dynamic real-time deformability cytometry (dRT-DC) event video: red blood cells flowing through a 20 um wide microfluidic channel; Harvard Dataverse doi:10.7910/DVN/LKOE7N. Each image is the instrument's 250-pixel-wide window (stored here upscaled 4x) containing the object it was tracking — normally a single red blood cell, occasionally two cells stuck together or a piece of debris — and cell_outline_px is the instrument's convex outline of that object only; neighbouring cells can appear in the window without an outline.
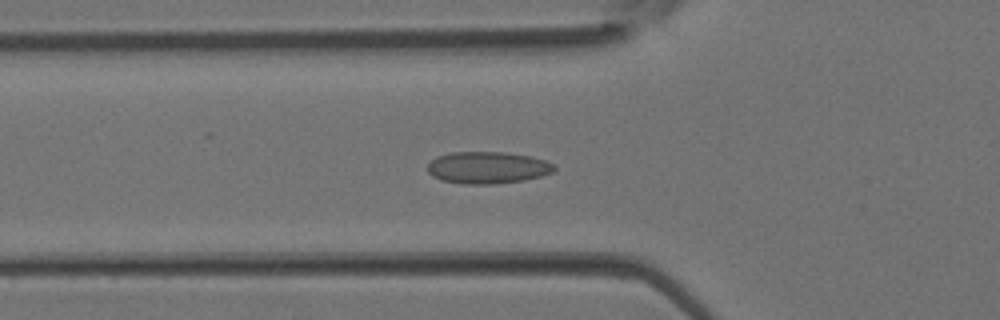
{"species": "Egyptian fruit bat (a non-hibernating species)", "species_latin": "Rousettus aegyptiacus", "temperature_condition": "room temperature", "stored_images_in_passage": 43, "segment_of_instrument_passage": [1, 2], "camera_frame_rate_fps": 3000, "um_per_image_px": 0.085, "animal": {"sex": "female"}, "frame": {"image": 1, "passage_image": 14, "time_ms": 4.333, "image_size_px": [1000, 320], "cell_outline_px": [[556, 168], [552, 172], [540, 176], [524, 180], [496, 184], [460, 184], [440, 180], [432, 176], [428, 172], [428, 164], [436, 156], [452, 152], [504, 152], [532, 156], [556, 164]], "centroid_in_image_um": [41.44, 14.25], "position_along_channel_um": 84.4, "area_um2": 23.81}}
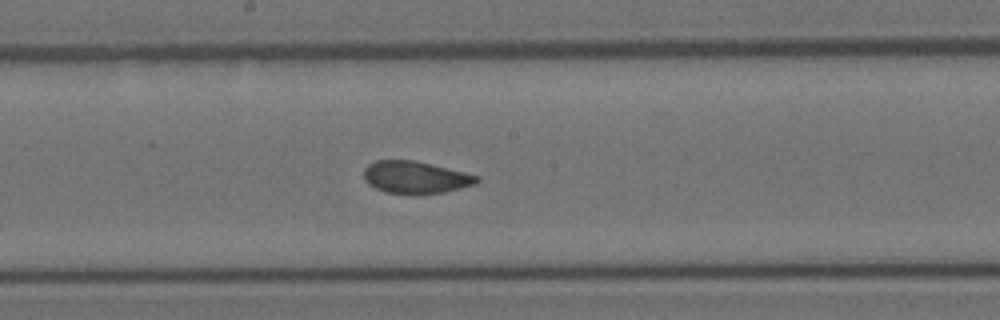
{"frame": {"image": 2, "passage_image": 22, "time_ms": 7.0, "image_size_px": [1000, 320], "cell_outline_px": [[480, 180], [476, 184], [444, 192], [384, 192], [368, 184], [364, 180], [364, 168], [368, 164], [376, 160], [416, 160], [480, 176]], "centroid_in_image_um": [35.31, 15.04], "position_along_channel_um": 212.9, "area_um2": 20.87}}
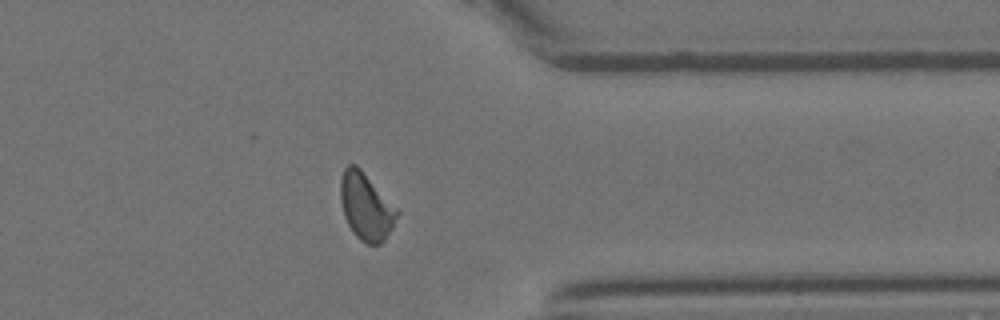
{"frame": {"image": 3, "passage_image": 33, "time_ms": 10.667, "image_size_px": [1000, 320], "cell_outline_px": [[400, 212], [392, 228], [384, 240], [380, 244], [368, 244], [360, 240], [352, 232], [344, 216], [340, 200], [340, 180], [344, 168], [348, 164], [356, 164], [360, 168]], "centroid_in_image_um": [31.09, 17.56], "position_along_channel_um": 380.3, "area_um2": 21.96}}